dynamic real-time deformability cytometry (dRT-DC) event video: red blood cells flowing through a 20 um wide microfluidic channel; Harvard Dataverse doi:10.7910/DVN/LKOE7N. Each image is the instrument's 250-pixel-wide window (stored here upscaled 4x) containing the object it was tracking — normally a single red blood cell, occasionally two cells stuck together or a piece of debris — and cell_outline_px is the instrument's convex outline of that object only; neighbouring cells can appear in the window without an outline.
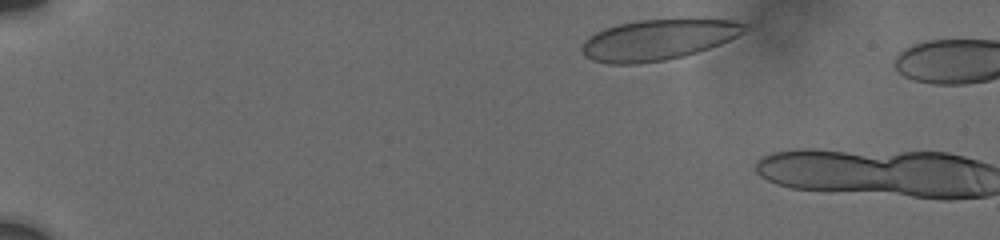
{"species": "human", "species_latin": "Homo sapiens", "temperature_condition": "cold", "stored_images_in_passage": 4, "camera_frame_rate_fps": 3000, "um_per_image_px": 0.085, "donor": {"sex": "male"}, "frame": {"image": 1, "passage_image": 1, "time_ms": 0.0, "image_size_px": [1000, 240], "cell_outline_px": [[748, 24], [744, 32], [720, 44], [684, 56], [664, 60], [636, 64], [608, 64], [592, 60], [584, 56], [580, 48], [584, 40], [596, 32], [604, 28], [620, 24], [640, 20], [732, 20]], "centroid_in_image_um": [55.88, 3.4], "position_along_channel_um": 29.1, "area_um2": 38.15}}